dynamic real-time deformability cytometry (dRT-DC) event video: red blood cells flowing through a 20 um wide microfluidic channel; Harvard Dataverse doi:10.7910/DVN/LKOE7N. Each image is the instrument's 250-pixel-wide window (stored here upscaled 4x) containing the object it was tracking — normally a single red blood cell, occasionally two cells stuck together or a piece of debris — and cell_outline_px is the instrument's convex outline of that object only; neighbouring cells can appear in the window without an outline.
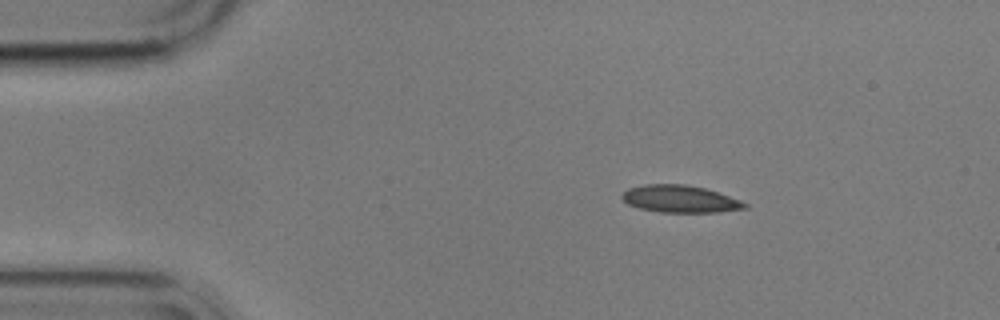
{"species": "common noctule bat (a hibernating species)", "species_latin": "Nyctalus noctula", "temperature_condition": "cold", "stored_images_in_passage": 25, "camera_frame_rate_fps": 3000, "um_per_image_px": 0.085, "animal": {"sex": "male", "body_mass_g": 17.9}, "frame": {"image": 1, "passage_image": 1, "time_ms": 0.0, "image_size_px": [1000, 320], "cell_outline_px": [[748, 208], [716, 212], [660, 212], [640, 208], [628, 204], [620, 196], [628, 188], [644, 184], [684, 184], [704, 188], [740, 200], [748, 204]], "centroid_in_image_um": [57.79, 16.91], "position_along_channel_um": 27.2, "area_um2": 19.31}}
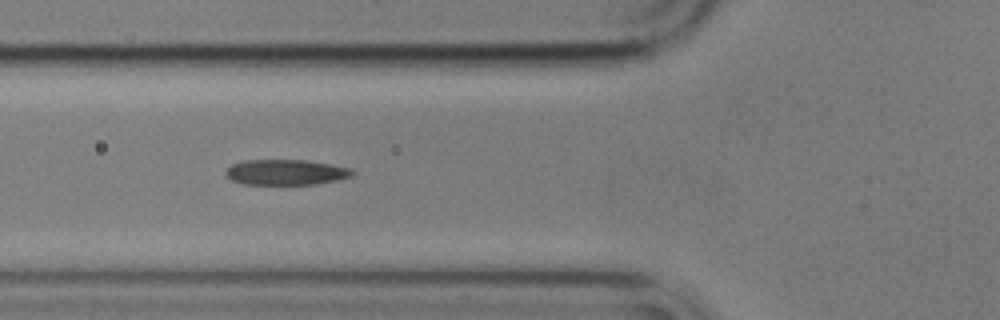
{"frame": {"image": 2, "passage_image": 12, "time_ms": 3.667, "image_size_px": [1000, 320], "cell_outline_px": [[356, 172], [352, 176], [340, 180], [316, 184], [240, 184], [224, 176], [224, 172], [232, 164], [240, 160], [308, 160], [332, 164], [352, 168]], "centroid_in_image_um": [24.32, 14.64], "position_along_channel_um": 101.5, "area_um2": 19.19}}
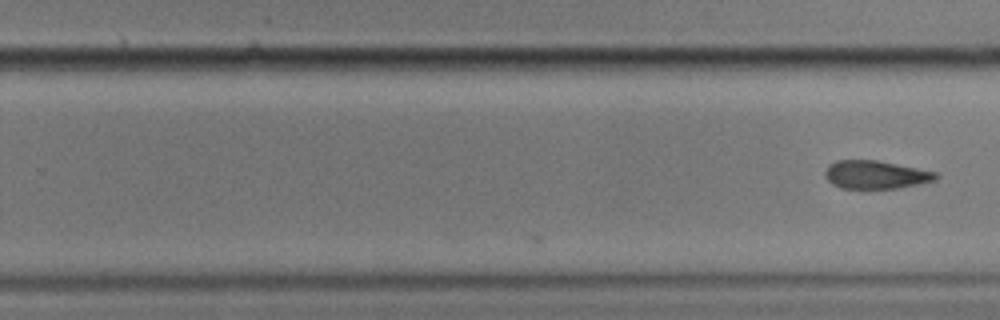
{"frame": {"image": 3, "passage_image": 25, "time_ms": 8.0, "image_size_px": [1000, 320], "cell_outline_px": [[940, 176], [936, 180], [920, 184], [900, 188], [840, 188], [832, 184], [824, 176], [824, 172], [828, 164], [836, 160], [876, 160], [936, 172]], "centroid_in_image_um": [74.42, 14.85], "position_along_channel_um": 255.4, "area_um2": 18.26}}